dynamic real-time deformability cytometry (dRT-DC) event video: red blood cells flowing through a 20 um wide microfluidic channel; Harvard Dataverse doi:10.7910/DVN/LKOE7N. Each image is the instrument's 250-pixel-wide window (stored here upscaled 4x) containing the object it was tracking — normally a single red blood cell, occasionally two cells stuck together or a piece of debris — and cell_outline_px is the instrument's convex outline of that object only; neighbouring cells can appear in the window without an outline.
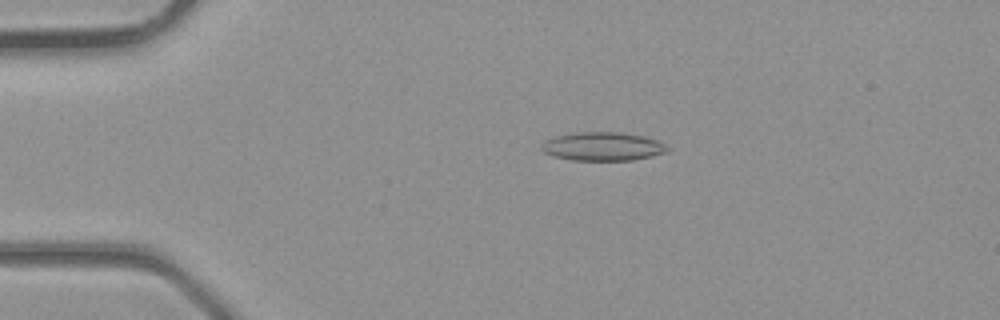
{"species": "common noctule bat (a hibernating species)", "species_latin": "Nyctalus noctula", "temperature_condition": "room temperature", "stored_images_in_passage": 34, "camera_frame_rate_fps": 3000, "um_per_image_px": 0.085, "animal": {"sex": "male", "body_mass_g": 23.1, "forearm_length_mm": 52.7}, "frame": {"image": 1, "passage_image": 4, "time_ms": 1.0, "image_size_px": [1000, 320], "cell_outline_px": [[668, 152], [652, 156], [632, 160], [572, 160], [552, 156], [544, 152], [540, 148], [540, 144], [556, 136], [576, 132], [620, 132], [644, 136], [656, 140], [664, 144], [668, 148]], "centroid_in_image_um": [51.22, 12.45], "position_along_channel_um": 33.8, "area_um2": 20.92}}
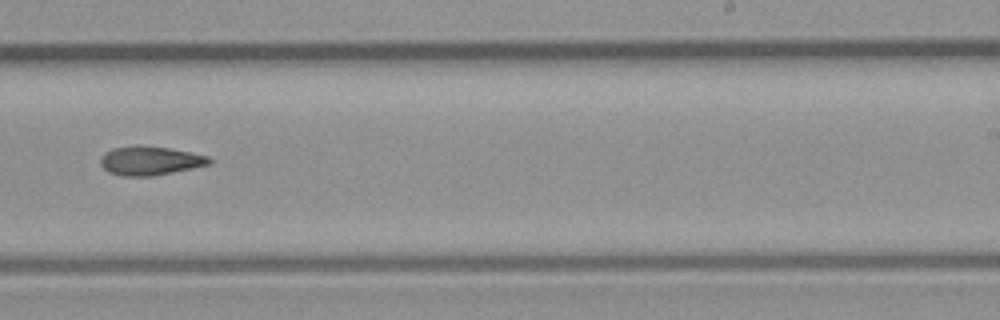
{"frame": {"image": 2, "passage_image": 20, "time_ms": 6.333, "image_size_px": [1000, 320], "cell_outline_px": [[212, 164], [152, 176], [120, 176], [108, 172], [100, 164], [100, 160], [104, 152], [112, 148], [168, 148], [208, 156], [212, 160]], "centroid_in_image_um": [12.76, 13.71], "position_along_channel_um": 276.2, "area_um2": 17.63}}
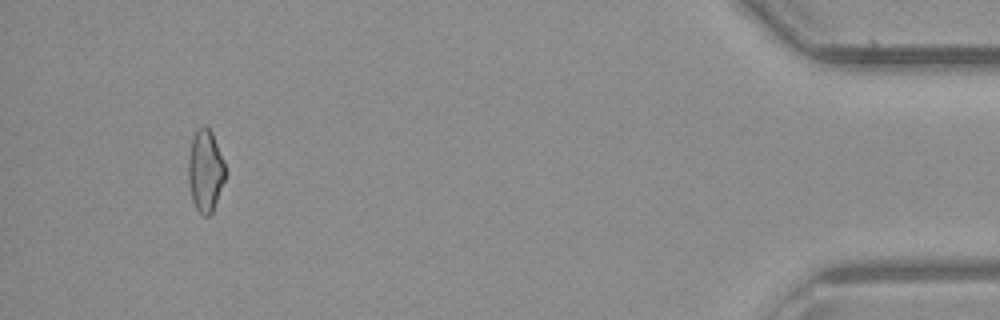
{"frame": {"image": 3, "passage_image": 32, "time_ms": 10.333, "image_size_px": [1000, 320], "cell_outline_px": [[228, 172], [212, 212], [208, 216], [204, 216], [196, 208], [192, 200], [188, 180], [188, 160], [192, 136], [200, 128], [208, 128], [212, 132], [224, 160]], "centroid_in_image_um": [17.47, 14.53], "position_along_channel_um": 417.7, "area_um2": 17.74}}